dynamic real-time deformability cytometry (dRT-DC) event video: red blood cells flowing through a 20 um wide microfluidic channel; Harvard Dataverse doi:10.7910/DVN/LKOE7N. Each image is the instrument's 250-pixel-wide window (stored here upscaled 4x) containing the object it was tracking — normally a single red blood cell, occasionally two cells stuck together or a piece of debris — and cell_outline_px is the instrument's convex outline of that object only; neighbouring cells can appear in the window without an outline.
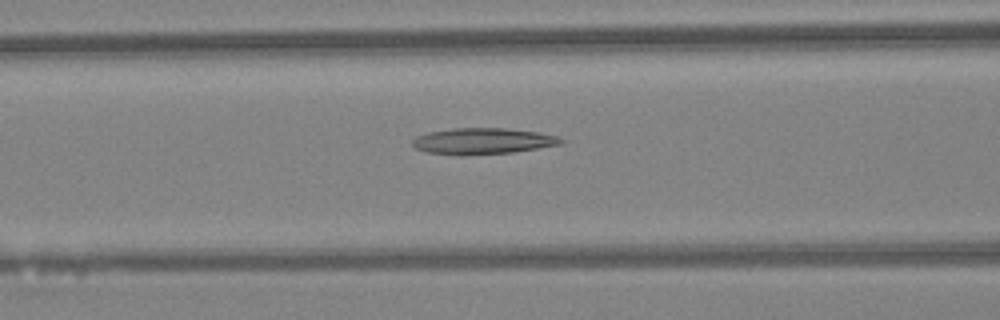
{"species": "Egyptian fruit bat (a non-hibernating species)", "species_latin": "Rousettus aegyptiacus", "temperature_condition": "warm", "stored_images_in_passage": 35, "camera_frame_rate_fps": 3000, "um_per_image_px": 0.085, "animal": {"sex": "female"}, "frame": {"image": 1, "passage_image": 8, "time_ms": 2.333, "image_size_px": [1000, 320], "cell_outline_px": [[564, 140], [560, 144], [512, 152], [424, 152], [416, 148], [412, 144], [412, 140], [416, 136], [428, 132], [452, 128], [504, 128], [536, 132], [556, 136]], "centroid_in_image_um": [41.02, 11.94], "position_along_channel_um": 125.6, "area_um2": 21.33}}
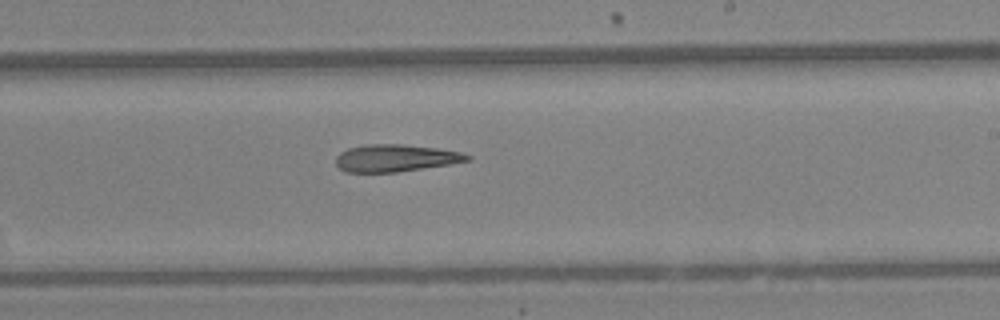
{"frame": {"image": 2, "passage_image": 17, "time_ms": 5.333, "image_size_px": [1000, 320], "cell_outline_px": [[472, 160], [448, 164], [396, 172], [344, 172], [336, 164], [336, 156], [340, 152], [348, 148], [364, 144], [404, 144], [436, 148], [460, 152], [472, 156]], "centroid_in_image_um": [33.59, 13.43], "position_along_channel_um": 255.4, "area_um2": 20.81}}
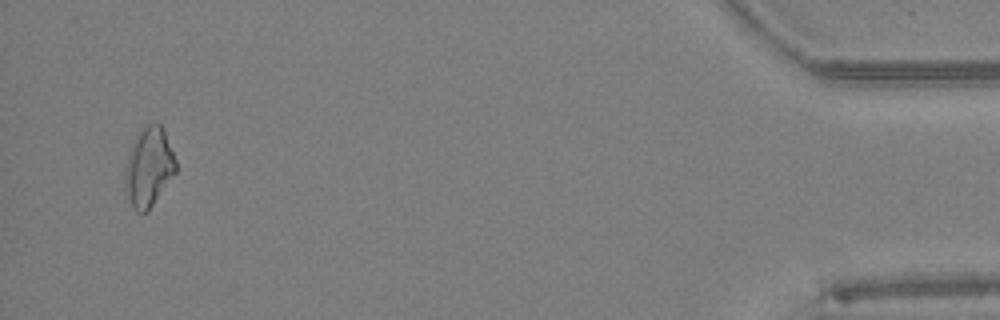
{"frame": {"image": 3, "passage_image": 34, "time_ms": 11.0, "image_size_px": [1000, 320], "cell_outline_px": [[176, 172], [152, 204], [144, 212], [136, 212], [132, 208], [124, 188], [124, 176], [128, 156], [132, 144], [140, 128], [148, 124], [160, 124], [164, 128], [176, 160]], "centroid_in_image_um": [12.63, 14.18], "position_along_channel_um": 422.6, "area_um2": 23.24}}